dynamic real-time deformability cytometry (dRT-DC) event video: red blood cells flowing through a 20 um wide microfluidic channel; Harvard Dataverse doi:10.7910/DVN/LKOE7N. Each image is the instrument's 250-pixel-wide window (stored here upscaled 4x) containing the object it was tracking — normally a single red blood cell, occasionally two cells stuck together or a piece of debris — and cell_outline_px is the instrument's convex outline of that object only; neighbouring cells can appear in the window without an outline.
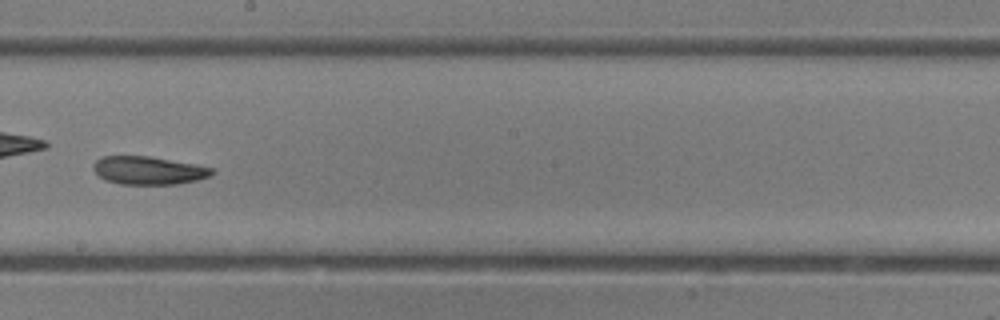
{"species": "common noctule bat (a hibernating species)", "species_latin": "Nyctalus noctula", "temperature_condition": "room temperature", "stored_images_in_passage": 36, "camera_frame_rate_fps": 3000, "um_per_image_px": 0.085, "animal": {"sex": "female"}, "frame": {"image": 1, "passage_image": 20, "time_ms": 6.333, "image_size_px": [1000, 320], "cell_outline_px": [[216, 172], [208, 176], [196, 180], [176, 184], [120, 184], [104, 180], [92, 168], [92, 164], [100, 156], [148, 156], [196, 164], [212, 168]], "centroid_in_image_um": [12.59, 14.48], "position_along_channel_um": 235.6, "area_um2": 19.42}}